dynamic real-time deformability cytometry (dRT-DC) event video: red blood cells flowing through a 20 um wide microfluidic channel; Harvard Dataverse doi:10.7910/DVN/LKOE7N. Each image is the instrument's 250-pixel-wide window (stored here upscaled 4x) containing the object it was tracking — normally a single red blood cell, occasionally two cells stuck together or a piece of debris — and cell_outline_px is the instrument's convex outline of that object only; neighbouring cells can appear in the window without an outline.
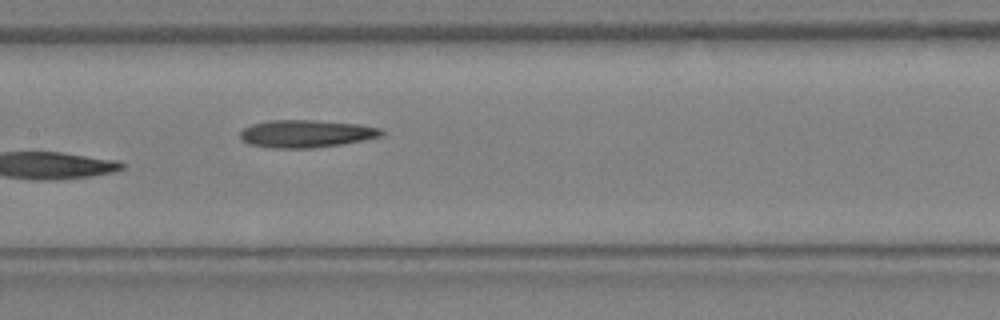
{"species": "Egyptian fruit bat (a non-hibernating species)", "species_latin": "Rousettus aegyptiacus", "temperature_condition": "warm", "stored_images_in_passage": 16, "camera_frame_rate_fps": 3000, "um_per_image_px": 0.085, "animal": {"sex": "female"}, "frame": {"image": 1, "passage_image": 16, "time_ms": 5.0, "image_size_px": [1000, 320], "cell_outline_px": [[384, 136], [364, 140], [340, 144], [312, 148], [276, 148], [248, 144], [240, 140], [240, 132], [244, 128], [252, 124], [268, 120], [312, 120], [360, 124], [380, 128], [384, 132]], "centroid_in_image_um": [26.02, 11.36], "position_along_channel_um": 181.4, "area_um2": 22.77}}